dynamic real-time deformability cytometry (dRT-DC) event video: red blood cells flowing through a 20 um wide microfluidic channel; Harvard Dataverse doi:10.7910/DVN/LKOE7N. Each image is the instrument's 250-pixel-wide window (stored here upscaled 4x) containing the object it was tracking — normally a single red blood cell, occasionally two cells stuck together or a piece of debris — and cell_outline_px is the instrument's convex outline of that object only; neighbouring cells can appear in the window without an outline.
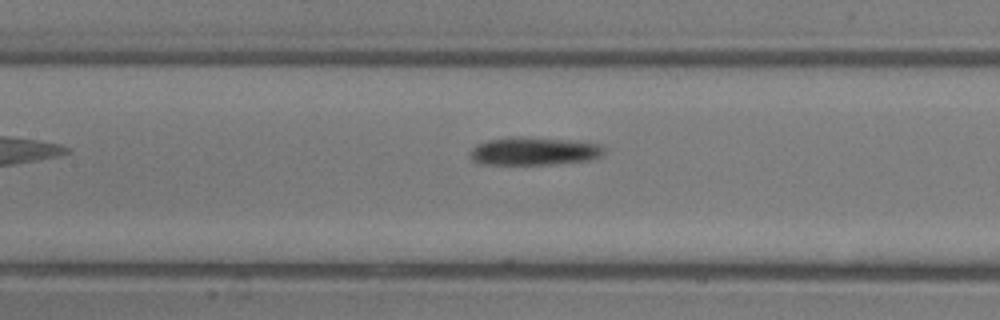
{"species": "common noctule bat (a hibernating species)", "species_latin": "Nyctalus noctula", "temperature_condition": "room temperature", "stored_images_in_passage": 7, "camera_frame_rate_fps": 3000, "um_per_image_px": 0.085, "animal": {"sex": "male", "body_mass_g": 13.3}, "frame": {"image": 1, "passage_image": 7, "time_ms": 6.667, "image_size_px": [1000, 320], "cell_outline_px": [[604, 152], [600, 156], [588, 160], [552, 164], [480, 164], [472, 160], [468, 152], [476, 144], [488, 140], [508, 136], [520, 136], [576, 140], [600, 144], [604, 148]], "centroid_in_image_um": [45.35, 12.83], "position_along_channel_um": 162.0, "area_um2": 22.2}}